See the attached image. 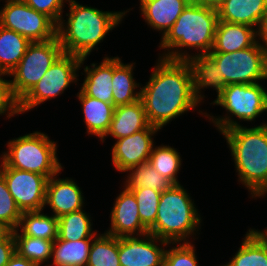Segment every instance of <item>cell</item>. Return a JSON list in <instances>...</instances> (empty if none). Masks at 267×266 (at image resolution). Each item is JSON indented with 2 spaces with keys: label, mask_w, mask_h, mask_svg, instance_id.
I'll use <instances>...</instances> for the list:
<instances>
[{
  "label": "cell",
  "mask_w": 267,
  "mask_h": 266,
  "mask_svg": "<svg viewBox=\"0 0 267 266\" xmlns=\"http://www.w3.org/2000/svg\"><path fill=\"white\" fill-rule=\"evenodd\" d=\"M196 2H208V3H216L218 0H191Z\"/></svg>",
  "instance_id": "43"
},
{
  "label": "cell",
  "mask_w": 267,
  "mask_h": 266,
  "mask_svg": "<svg viewBox=\"0 0 267 266\" xmlns=\"http://www.w3.org/2000/svg\"><path fill=\"white\" fill-rule=\"evenodd\" d=\"M5 266H37L35 263L30 260L19 256L16 252L10 258V261Z\"/></svg>",
  "instance_id": "41"
},
{
  "label": "cell",
  "mask_w": 267,
  "mask_h": 266,
  "mask_svg": "<svg viewBox=\"0 0 267 266\" xmlns=\"http://www.w3.org/2000/svg\"><path fill=\"white\" fill-rule=\"evenodd\" d=\"M91 217L83 209L64 214L58 218V238L67 241L93 239L98 231H93Z\"/></svg>",
  "instance_id": "29"
},
{
  "label": "cell",
  "mask_w": 267,
  "mask_h": 266,
  "mask_svg": "<svg viewBox=\"0 0 267 266\" xmlns=\"http://www.w3.org/2000/svg\"><path fill=\"white\" fill-rule=\"evenodd\" d=\"M148 125L141 99L131 104L119 105L114 108L110 128L100 141L103 143L109 135L115 139L124 138L145 129Z\"/></svg>",
  "instance_id": "22"
},
{
  "label": "cell",
  "mask_w": 267,
  "mask_h": 266,
  "mask_svg": "<svg viewBox=\"0 0 267 266\" xmlns=\"http://www.w3.org/2000/svg\"><path fill=\"white\" fill-rule=\"evenodd\" d=\"M257 34H258V43L267 51V13L262 18L260 26L257 30Z\"/></svg>",
  "instance_id": "40"
},
{
  "label": "cell",
  "mask_w": 267,
  "mask_h": 266,
  "mask_svg": "<svg viewBox=\"0 0 267 266\" xmlns=\"http://www.w3.org/2000/svg\"><path fill=\"white\" fill-rule=\"evenodd\" d=\"M0 161V174L21 212L44 210L48 178L39 173L8 167Z\"/></svg>",
  "instance_id": "12"
},
{
  "label": "cell",
  "mask_w": 267,
  "mask_h": 266,
  "mask_svg": "<svg viewBox=\"0 0 267 266\" xmlns=\"http://www.w3.org/2000/svg\"><path fill=\"white\" fill-rule=\"evenodd\" d=\"M22 212L8 190L4 177L0 174V221L11 230L18 228Z\"/></svg>",
  "instance_id": "35"
},
{
  "label": "cell",
  "mask_w": 267,
  "mask_h": 266,
  "mask_svg": "<svg viewBox=\"0 0 267 266\" xmlns=\"http://www.w3.org/2000/svg\"><path fill=\"white\" fill-rule=\"evenodd\" d=\"M77 97L82 105L87 134L101 140L110 128L115 106L87 96L81 90L77 93Z\"/></svg>",
  "instance_id": "23"
},
{
  "label": "cell",
  "mask_w": 267,
  "mask_h": 266,
  "mask_svg": "<svg viewBox=\"0 0 267 266\" xmlns=\"http://www.w3.org/2000/svg\"><path fill=\"white\" fill-rule=\"evenodd\" d=\"M179 152L171 146L160 145L153 146L149 157V163L163 177L168 179L173 185H178L177 174L182 165Z\"/></svg>",
  "instance_id": "32"
},
{
  "label": "cell",
  "mask_w": 267,
  "mask_h": 266,
  "mask_svg": "<svg viewBox=\"0 0 267 266\" xmlns=\"http://www.w3.org/2000/svg\"><path fill=\"white\" fill-rule=\"evenodd\" d=\"M195 206L181 184L172 185L161 193L155 224L149 234L169 243L191 242L189 237L196 236L203 221Z\"/></svg>",
  "instance_id": "5"
},
{
  "label": "cell",
  "mask_w": 267,
  "mask_h": 266,
  "mask_svg": "<svg viewBox=\"0 0 267 266\" xmlns=\"http://www.w3.org/2000/svg\"><path fill=\"white\" fill-rule=\"evenodd\" d=\"M31 42L13 30L0 26V73H9L19 64Z\"/></svg>",
  "instance_id": "28"
},
{
  "label": "cell",
  "mask_w": 267,
  "mask_h": 266,
  "mask_svg": "<svg viewBox=\"0 0 267 266\" xmlns=\"http://www.w3.org/2000/svg\"><path fill=\"white\" fill-rule=\"evenodd\" d=\"M185 61L189 65L192 87L197 102L199 104L204 102L203 98L205 96L202 93V89L204 90V88H214L218 98L226 87V84L215 61L208 54H193Z\"/></svg>",
  "instance_id": "17"
},
{
  "label": "cell",
  "mask_w": 267,
  "mask_h": 266,
  "mask_svg": "<svg viewBox=\"0 0 267 266\" xmlns=\"http://www.w3.org/2000/svg\"><path fill=\"white\" fill-rule=\"evenodd\" d=\"M110 215L111 228L106 230L107 234L120 238L149 232L140 220L138 204L133 192L125 187L115 199Z\"/></svg>",
  "instance_id": "15"
},
{
  "label": "cell",
  "mask_w": 267,
  "mask_h": 266,
  "mask_svg": "<svg viewBox=\"0 0 267 266\" xmlns=\"http://www.w3.org/2000/svg\"><path fill=\"white\" fill-rule=\"evenodd\" d=\"M129 172L123 187L127 190L146 187L161 193L168 190L173 184L161 176L149 162L133 166L126 170Z\"/></svg>",
  "instance_id": "31"
},
{
  "label": "cell",
  "mask_w": 267,
  "mask_h": 266,
  "mask_svg": "<svg viewBox=\"0 0 267 266\" xmlns=\"http://www.w3.org/2000/svg\"><path fill=\"white\" fill-rule=\"evenodd\" d=\"M86 266H121L119 238L105 232L97 234L93 238Z\"/></svg>",
  "instance_id": "30"
},
{
  "label": "cell",
  "mask_w": 267,
  "mask_h": 266,
  "mask_svg": "<svg viewBox=\"0 0 267 266\" xmlns=\"http://www.w3.org/2000/svg\"><path fill=\"white\" fill-rule=\"evenodd\" d=\"M215 4L220 21L245 24L257 30L267 13V0H218Z\"/></svg>",
  "instance_id": "18"
},
{
  "label": "cell",
  "mask_w": 267,
  "mask_h": 266,
  "mask_svg": "<svg viewBox=\"0 0 267 266\" xmlns=\"http://www.w3.org/2000/svg\"><path fill=\"white\" fill-rule=\"evenodd\" d=\"M174 244L175 246L172 248H166L163 266H199L194 244L191 242H181L173 243L172 245Z\"/></svg>",
  "instance_id": "36"
},
{
  "label": "cell",
  "mask_w": 267,
  "mask_h": 266,
  "mask_svg": "<svg viewBox=\"0 0 267 266\" xmlns=\"http://www.w3.org/2000/svg\"><path fill=\"white\" fill-rule=\"evenodd\" d=\"M93 239L67 241L57 238L52 246V264L45 266H86Z\"/></svg>",
  "instance_id": "27"
},
{
  "label": "cell",
  "mask_w": 267,
  "mask_h": 266,
  "mask_svg": "<svg viewBox=\"0 0 267 266\" xmlns=\"http://www.w3.org/2000/svg\"><path fill=\"white\" fill-rule=\"evenodd\" d=\"M59 173L48 179L45 206H49L54 217L76 212L84 207L82 190L72 178H58Z\"/></svg>",
  "instance_id": "16"
},
{
  "label": "cell",
  "mask_w": 267,
  "mask_h": 266,
  "mask_svg": "<svg viewBox=\"0 0 267 266\" xmlns=\"http://www.w3.org/2000/svg\"><path fill=\"white\" fill-rule=\"evenodd\" d=\"M13 236L55 241L58 238V218L44 214L42 210L22 212L18 228L13 230Z\"/></svg>",
  "instance_id": "26"
},
{
  "label": "cell",
  "mask_w": 267,
  "mask_h": 266,
  "mask_svg": "<svg viewBox=\"0 0 267 266\" xmlns=\"http://www.w3.org/2000/svg\"><path fill=\"white\" fill-rule=\"evenodd\" d=\"M191 0H140L141 15L147 25L162 32V38L174 25Z\"/></svg>",
  "instance_id": "19"
},
{
  "label": "cell",
  "mask_w": 267,
  "mask_h": 266,
  "mask_svg": "<svg viewBox=\"0 0 267 266\" xmlns=\"http://www.w3.org/2000/svg\"><path fill=\"white\" fill-rule=\"evenodd\" d=\"M208 55L219 67L226 85L255 84L267 79V51L258 42L243 50Z\"/></svg>",
  "instance_id": "10"
},
{
  "label": "cell",
  "mask_w": 267,
  "mask_h": 266,
  "mask_svg": "<svg viewBox=\"0 0 267 266\" xmlns=\"http://www.w3.org/2000/svg\"><path fill=\"white\" fill-rule=\"evenodd\" d=\"M97 64L84 66L85 79L80 90L87 96L113 104V57L105 56L102 62Z\"/></svg>",
  "instance_id": "21"
},
{
  "label": "cell",
  "mask_w": 267,
  "mask_h": 266,
  "mask_svg": "<svg viewBox=\"0 0 267 266\" xmlns=\"http://www.w3.org/2000/svg\"><path fill=\"white\" fill-rule=\"evenodd\" d=\"M15 240L13 230L0 239V266H5L15 254Z\"/></svg>",
  "instance_id": "39"
},
{
  "label": "cell",
  "mask_w": 267,
  "mask_h": 266,
  "mask_svg": "<svg viewBox=\"0 0 267 266\" xmlns=\"http://www.w3.org/2000/svg\"><path fill=\"white\" fill-rule=\"evenodd\" d=\"M141 237V238H140ZM158 242L160 244H158ZM158 244V245H157ZM165 240L152 234L123 236L119 238V260L121 266H163L165 248L171 247ZM161 245V246H160Z\"/></svg>",
  "instance_id": "13"
},
{
  "label": "cell",
  "mask_w": 267,
  "mask_h": 266,
  "mask_svg": "<svg viewBox=\"0 0 267 266\" xmlns=\"http://www.w3.org/2000/svg\"><path fill=\"white\" fill-rule=\"evenodd\" d=\"M67 21L62 17L57 24V37L65 54L89 57L91 52L98 50L105 36L122 22L126 11H102L91 6L69 0ZM97 46V47H96Z\"/></svg>",
  "instance_id": "2"
},
{
  "label": "cell",
  "mask_w": 267,
  "mask_h": 266,
  "mask_svg": "<svg viewBox=\"0 0 267 266\" xmlns=\"http://www.w3.org/2000/svg\"><path fill=\"white\" fill-rule=\"evenodd\" d=\"M258 42L257 29L245 24L218 21L214 44L210 52H234Z\"/></svg>",
  "instance_id": "20"
},
{
  "label": "cell",
  "mask_w": 267,
  "mask_h": 266,
  "mask_svg": "<svg viewBox=\"0 0 267 266\" xmlns=\"http://www.w3.org/2000/svg\"><path fill=\"white\" fill-rule=\"evenodd\" d=\"M219 21L215 3L191 1L184 8L174 25L161 38L159 48L165 49L162 58L186 60L192 54L187 50H199V55L208 54L214 44V36Z\"/></svg>",
  "instance_id": "3"
},
{
  "label": "cell",
  "mask_w": 267,
  "mask_h": 266,
  "mask_svg": "<svg viewBox=\"0 0 267 266\" xmlns=\"http://www.w3.org/2000/svg\"><path fill=\"white\" fill-rule=\"evenodd\" d=\"M31 8L38 12L46 14L50 17L56 24H58L62 18L64 8V3L69 2V0H23Z\"/></svg>",
  "instance_id": "37"
},
{
  "label": "cell",
  "mask_w": 267,
  "mask_h": 266,
  "mask_svg": "<svg viewBox=\"0 0 267 266\" xmlns=\"http://www.w3.org/2000/svg\"><path fill=\"white\" fill-rule=\"evenodd\" d=\"M229 266H267V237L256 229H248Z\"/></svg>",
  "instance_id": "25"
},
{
  "label": "cell",
  "mask_w": 267,
  "mask_h": 266,
  "mask_svg": "<svg viewBox=\"0 0 267 266\" xmlns=\"http://www.w3.org/2000/svg\"><path fill=\"white\" fill-rule=\"evenodd\" d=\"M63 53L58 37L31 42L19 64L8 75L13 77L8 80L12 99L18 103Z\"/></svg>",
  "instance_id": "8"
},
{
  "label": "cell",
  "mask_w": 267,
  "mask_h": 266,
  "mask_svg": "<svg viewBox=\"0 0 267 266\" xmlns=\"http://www.w3.org/2000/svg\"><path fill=\"white\" fill-rule=\"evenodd\" d=\"M266 237H267V227L265 228V230L263 231H261Z\"/></svg>",
  "instance_id": "44"
},
{
  "label": "cell",
  "mask_w": 267,
  "mask_h": 266,
  "mask_svg": "<svg viewBox=\"0 0 267 266\" xmlns=\"http://www.w3.org/2000/svg\"><path fill=\"white\" fill-rule=\"evenodd\" d=\"M131 191L137 200L140 220L149 230L155 224L161 192L146 187L135 188Z\"/></svg>",
  "instance_id": "34"
},
{
  "label": "cell",
  "mask_w": 267,
  "mask_h": 266,
  "mask_svg": "<svg viewBox=\"0 0 267 266\" xmlns=\"http://www.w3.org/2000/svg\"><path fill=\"white\" fill-rule=\"evenodd\" d=\"M211 104L220 105L226 110L225 116L215 117L208 113L200 114L207 117L218 131L222 133L230 128L240 126L238 120L255 121L263 112H267V90L261 83L255 84H229L226 85L221 95ZM232 115V116H230Z\"/></svg>",
  "instance_id": "7"
},
{
  "label": "cell",
  "mask_w": 267,
  "mask_h": 266,
  "mask_svg": "<svg viewBox=\"0 0 267 266\" xmlns=\"http://www.w3.org/2000/svg\"><path fill=\"white\" fill-rule=\"evenodd\" d=\"M134 65L135 63L133 62L124 64L118 56L113 57L112 94L113 105L115 107L131 104L140 99V89L138 92L136 91L138 88H141L142 85L141 83H137L133 77Z\"/></svg>",
  "instance_id": "24"
},
{
  "label": "cell",
  "mask_w": 267,
  "mask_h": 266,
  "mask_svg": "<svg viewBox=\"0 0 267 266\" xmlns=\"http://www.w3.org/2000/svg\"><path fill=\"white\" fill-rule=\"evenodd\" d=\"M0 10V26L13 30L30 42L57 37V24L46 14L36 11L23 0H5Z\"/></svg>",
  "instance_id": "11"
},
{
  "label": "cell",
  "mask_w": 267,
  "mask_h": 266,
  "mask_svg": "<svg viewBox=\"0 0 267 266\" xmlns=\"http://www.w3.org/2000/svg\"><path fill=\"white\" fill-rule=\"evenodd\" d=\"M159 128L150 124L143 130L134 134L116 139L112 147V164L119 172L125 173L126 170L139 164L147 163L154 146L155 134Z\"/></svg>",
  "instance_id": "14"
},
{
  "label": "cell",
  "mask_w": 267,
  "mask_h": 266,
  "mask_svg": "<svg viewBox=\"0 0 267 266\" xmlns=\"http://www.w3.org/2000/svg\"><path fill=\"white\" fill-rule=\"evenodd\" d=\"M6 147L8 151L2 152L0 159L8 167L39 173L48 179L63 169L57 156V144L46 133L35 131L19 136L8 141Z\"/></svg>",
  "instance_id": "6"
},
{
  "label": "cell",
  "mask_w": 267,
  "mask_h": 266,
  "mask_svg": "<svg viewBox=\"0 0 267 266\" xmlns=\"http://www.w3.org/2000/svg\"><path fill=\"white\" fill-rule=\"evenodd\" d=\"M6 74L0 73V116L5 115L7 118L18 115L17 103L12 99L9 91V82L4 79Z\"/></svg>",
  "instance_id": "38"
},
{
  "label": "cell",
  "mask_w": 267,
  "mask_h": 266,
  "mask_svg": "<svg viewBox=\"0 0 267 266\" xmlns=\"http://www.w3.org/2000/svg\"><path fill=\"white\" fill-rule=\"evenodd\" d=\"M10 231L11 229L0 221V239L4 238Z\"/></svg>",
  "instance_id": "42"
},
{
  "label": "cell",
  "mask_w": 267,
  "mask_h": 266,
  "mask_svg": "<svg viewBox=\"0 0 267 266\" xmlns=\"http://www.w3.org/2000/svg\"><path fill=\"white\" fill-rule=\"evenodd\" d=\"M85 60L87 57L81 59L78 56L63 53L38 83L17 103L18 115L63 94L71 83H77L78 71L83 67Z\"/></svg>",
  "instance_id": "9"
},
{
  "label": "cell",
  "mask_w": 267,
  "mask_h": 266,
  "mask_svg": "<svg viewBox=\"0 0 267 266\" xmlns=\"http://www.w3.org/2000/svg\"><path fill=\"white\" fill-rule=\"evenodd\" d=\"M15 251L37 266H41L52 257V240L39 239L30 236H14Z\"/></svg>",
  "instance_id": "33"
},
{
  "label": "cell",
  "mask_w": 267,
  "mask_h": 266,
  "mask_svg": "<svg viewBox=\"0 0 267 266\" xmlns=\"http://www.w3.org/2000/svg\"><path fill=\"white\" fill-rule=\"evenodd\" d=\"M234 159L238 181L245 185L252 198L267 194V123L242 125L223 131Z\"/></svg>",
  "instance_id": "4"
},
{
  "label": "cell",
  "mask_w": 267,
  "mask_h": 266,
  "mask_svg": "<svg viewBox=\"0 0 267 266\" xmlns=\"http://www.w3.org/2000/svg\"><path fill=\"white\" fill-rule=\"evenodd\" d=\"M140 92L148 123L160 130L172 119L199 105L185 60L159 57L149 81L140 88Z\"/></svg>",
  "instance_id": "1"
}]
</instances>
